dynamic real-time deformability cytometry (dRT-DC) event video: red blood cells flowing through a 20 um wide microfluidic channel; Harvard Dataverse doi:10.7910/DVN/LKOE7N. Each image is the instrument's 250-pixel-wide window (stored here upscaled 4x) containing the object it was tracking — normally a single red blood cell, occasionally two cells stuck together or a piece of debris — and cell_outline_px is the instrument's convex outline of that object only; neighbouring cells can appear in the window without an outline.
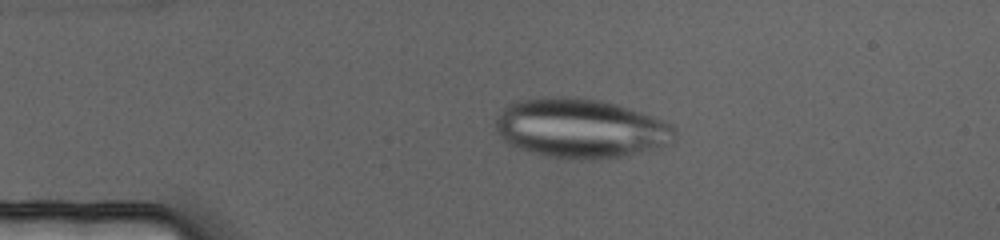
{"species": "human", "species_latin": "Homo sapiens", "temperature_condition": "cold", "stored_images_in_passage": 69, "camera_frame_rate_fps": 3000, "um_per_image_px": 0.085, "donor": {"sex": "female"}, "frame": {"image": 1, "passage_image": 14, "time_ms": 4.333, "image_size_px": [1000, 240], "cell_outline_px": [[676, 136], [672, 144], [660, 148], [628, 156], [608, 160], [596, 160], [544, 156], [528, 152], [516, 148], [508, 144], [500, 136], [496, 128], [496, 116], [508, 104], [520, 100], [544, 96], [568, 96], [600, 100], [616, 104], [652, 116], [672, 124], [676, 128]], "centroid_in_image_um": [49.38, 10.93], "position_along_channel_um": 35.6, "area_um2": 63.0}}
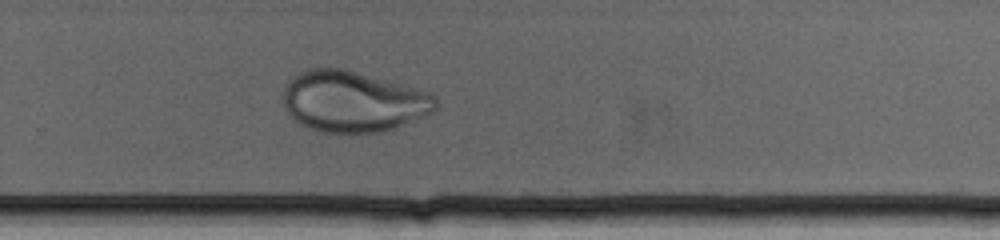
{"frame": {"image": 2, "passage_image": 46, "time_ms": 15.0, "image_size_px": [1000, 240], "cell_outline_px": [[436, 108], [432, 112], [424, 116], [396, 128], [380, 132], [320, 132], [308, 128], [296, 120], [284, 108], [284, 88], [288, 80], [292, 76], [304, 68], [344, 68], [432, 92], [436, 96]], "centroid_in_image_um": [30.01, 8.61], "position_along_channel_um": 299.8, "area_um2": 54.45}}
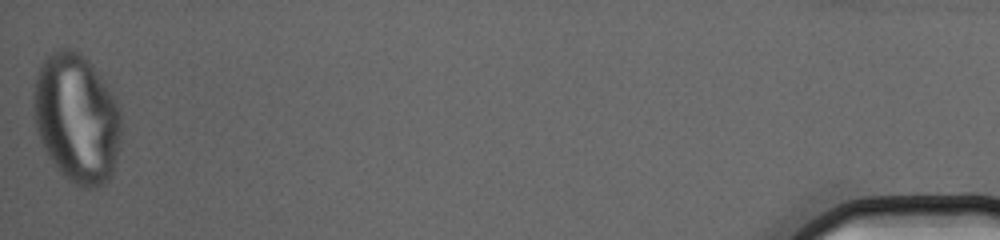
{"frame": {"image": 3, "passage_image": 69, "time_ms": 22.667, "image_size_px": [1000, 240], "cell_outline_px": [[120, 144], [112, 176], [104, 184], [92, 188], [80, 188], [68, 180], [60, 172], [48, 156], [40, 140], [36, 128], [32, 104], [32, 96], [36, 76], [40, 64], [52, 52], [60, 48], [72, 48], [80, 52], [88, 60], [108, 84], [120, 108]], "centroid_in_image_um": [6.52, 10.05], "position_along_channel_um": 428.7, "area_um2": 66.76}}